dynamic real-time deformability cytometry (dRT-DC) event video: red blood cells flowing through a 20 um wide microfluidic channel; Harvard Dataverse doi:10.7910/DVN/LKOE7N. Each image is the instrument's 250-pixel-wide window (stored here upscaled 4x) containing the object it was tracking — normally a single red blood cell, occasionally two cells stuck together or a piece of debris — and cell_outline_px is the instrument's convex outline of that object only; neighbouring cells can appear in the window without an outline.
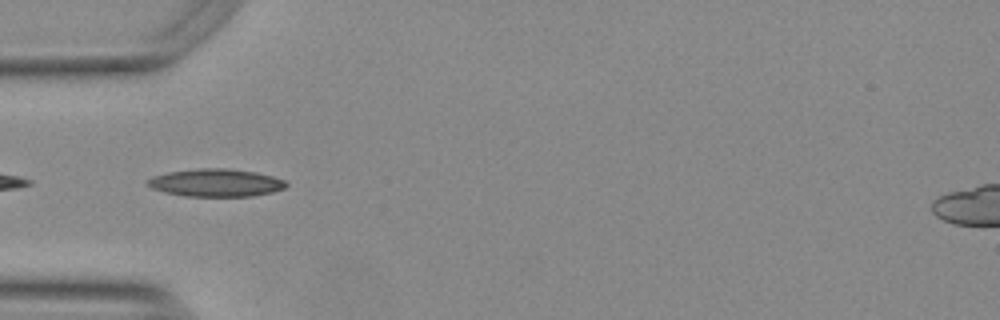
{"species": "Egyptian fruit bat (a non-hibernating species)", "species_latin": "Rousettus aegyptiacus", "temperature_condition": "warm", "stored_images_in_passage": 10, "camera_frame_rate_fps": 3000, "um_per_image_px": 0.085, "animal": {"sex": "female"}, "frame": {"image": 1, "passage_image": 2, "time_ms": 0.333, "image_size_px": [1000, 320], "cell_outline_px": [[288, 184], [284, 188], [272, 192], [252, 196], [184, 196], [164, 192], [152, 188], [144, 180], [152, 176], [168, 172], [200, 168], [232, 168], [256, 172], [272, 176], [284, 180]], "centroid_in_image_um": [18.33, 15.52], "position_along_channel_um": 66.7, "area_um2": 22.48}}
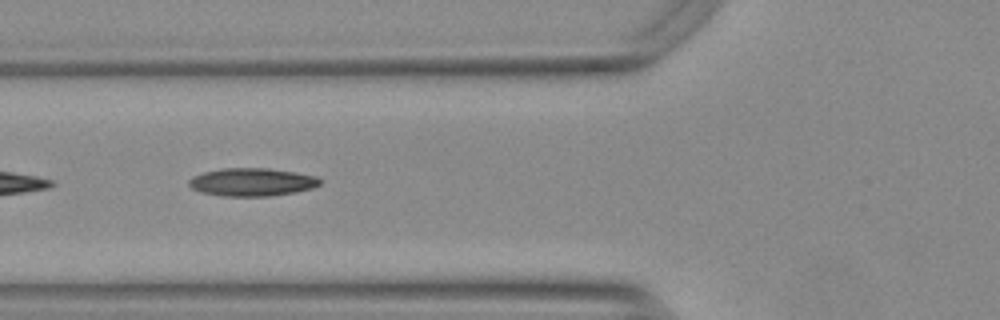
{"frame": {"image": 2, "passage_image": 5, "time_ms": 1.333, "image_size_px": [1000, 320], "cell_outline_px": [[320, 184], [312, 188], [296, 192], [268, 196], [224, 196], [200, 192], [192, 188], [188, 184], [188, 180], [192, 176], [204, 172], [224, 168], [268, 168], [296, 172], [316, 176], [320, 180]], "centroid_in_image_um": [21.4, 15.47], "position_along_channel_um": 104.4, "area_um2": 21.39}}